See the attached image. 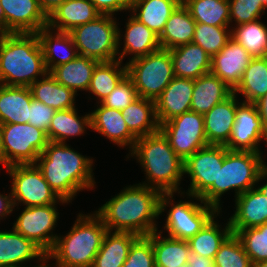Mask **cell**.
<instances>
[{
  "label": "cell",
  "instance_id": "38",
  "mask_svg": "<svg viewBox=\"0 0 267 267\" xmlns=\"http://www.w3.org/2000/svg\"><path fill=\"white\" fill-rule=\"evenodd\" d=\"M214 218L215 216L188 240L191 252L211 259L215 258L220 246L232 234L229 221L226 223V227L221 230L219 229L220 226L214 221Z\"/></svg>",
  "mask_w": 267,
  "mask_h": 267
},
{
  "label": "cell",
  "instance_id": "55",
  "mask_svg": "<svg viewBox=\"0 0 267 267\" xmlns=\"http://www.w3.org/2000/svg\"><path fill=\"white\" fill-rule=\"evenodd\" d=\"M7 34V23L2 6L0 5V35Z\"/></svg>",
  "mask_w": 267,
  "mask_h": 267
},
{
  "label": "cell",
  "instance_id": "11",
  "mask_svg": "<svg viewBox=\"0 0 267 267\" xmlns=\"http://www.w3.org/2000/svg\"><path fill=\"white\" fill-rule=\"evenodd\" d=\"M6 168L13 178L11 194L15 206L18 202H22L26 207L44 206L59 201L68 203L51 189L36 164H17Z\"/></svg>",
  "mask_w": 267,
  "mask_h": 267
},
{
  "label": "cell",
  "instance_id": "28",
  "mask_svg": "<svg viewBox=\"0 0 267 267\" xmlns=\"http://www.w3.org/2000/svg\"><path fill=\"white\" fill-rule=\"evenodd\" d=\"M50 28L44 27L37 32L42 48L45 67L48 73L56 66L68 63L75 59L79 54L74 48V42L69 32L57 31L56 35L50 32ZM58 49L64 53H58ZM73 50V51H72ZM58 53V54H57ZM55 55H60V58Z\"/></svg>",
  "mask_w": 267,
  "mask_h": 267
},
{
  "label": "cell",
  "instance_id": "56",
  "mask_svg": "<svg viewBox=\"0 0 267 267\" xmlns=\"http://www.w3.org/2000/svg\"><path fill=\"white\" fill-rule=\"evenodd\" d=\"M2 122L0 121V163L3 164Z\"/></svg>",
  "mask_w": 267,
  "mask_h": 267
},
{
  "label": "cell",
  "instance_id": "61",
  "mask_svg": "<svg viewBox=\"0 0 267 267\" xmlns=\"http://www.w3.org/2000/svg\"><path fill=\"white\" fill-rule=\"evenodd\" d=\"M267 6V0H261Z\"/></svg>",
  "mask_w": 267,
  "mask_h": 267
},
{
  "label": "cell",
  "instance_id": "7",
  "mask_svg": "<svg viewBox=\"0 0 267 267\" xmlns=\"http://www.w3.org/2000/svg\"><path fill=\"white\" fill-rule=\"evenodd\" d=\"M120 29L112 15L101 14L96 19L73 28L71 35L76 50L81 56L98 62L118 60Z\"/></svg>",
  "mask_w": 267,
  "mask_h": 267
},
{
  "label": "cell",
  "instance_id": "36",
  "mask_svg": "<svg viewBox=\"0 0 267 267\" xmlns=\"http://www.w3.org/2000/svg\"><path fill=\"white\" fill-rule=\"evenodd\" d=\"M86 126L91 128L90 113L79 117L75 108L59 110L55 112L46 135L51 142L65 143L68 137L85 133Z\"/></svg>",
  "mask_w": 267,
  "mask_h": 267
},
{
  "label": "cell",
  "instance_id": "14",
  "mask_svg": "<svg viewBox=\"0 0 267 267\" xmlns=\"http://www.w3.org/2000/svg\"><path fill=\"white\" fill-rule=\"evenodd\" d=\"M55 205L25 207L13 226L15 231L33 241L46 254L52 250L58 237L49 233L57 223L58 212Z\"/></svg>",
  "mask_w": 267,
  "mask_h": 267
},
{
  "label": "cell",
  "instance_id": "2",
  "mask_svg": "<svg viewBox=\"0 0 267 267\" xmlns=\"http://www.w3.org/2000/svg\"><path fill=\"white\" fill-rule=\"evenodd\" d=\"M69 147L66 143L49 141L36 161V166L51 189L67 202L77 192L93 188L95 183L92 174L93 160Z\"/></svg>",
  "mask_w": 267,
  "mask_h": 267
},
{
  "label": "cell",
  "instance_id": "49",
  "mask_svg": "<svg viewBox=\"0 0 267 267\" xmlns=\"http://www.w3.org/2000/svg\"><path fill=\"white\" fill-rule=\"evenodd\" d=\"M101 14L114 15V12L129 10L128 0H90ZM113 13V14H112Z\"/></svg>",
  "mask_w": 267,
  "mask_h": 267
},
{
  "label": "cell",
  "instance_id": "5",
  "mask_svg": "<svg viewBox=\"0 0 267 267\" xmlns=\"http://www.w3.org/2000/svg\"><path fill=\"white\" fill-rule=\"evenodd\" d=\"M71 231L57 237L48 259H56V267H92L108 231L95 213L79 214Z\"/></svg>",
  "mask_w": 267,
  "mask_h": 267
},
{
  "label": "cell",
  "instance_id": "3",
  "mask_svg": "<svg viewBox=\"0 0 267 267\" xmlns=\"http://www.w3.org/2000/svg\"><path fill=\"white\" fill-rule=\"evenodd\" d=\"M47 73L37 33L0 35V84L29 87Z\"/></svg>",
  "mask_w": 267,
  "mask_h": 267
},
{
  "label": "cell",
  "instance_id": "10",
  "mask_svg": "<svg viewBox=\"0 0 267 267\" xmlns=\"http://www.w3.org/2000/svg\"><path fill=\"white\" fill-rule=\"evenodd\" d=\"M174 193H162L160 197V214L165 211L167 204L172 206L166 218L164 229L169 233L168 236L175 239L188 241L197 232H199L204 225L213 217L218 211L214 206L204 203V206L198 203L180 201L176 205L173 204L172 199ZM171 199V201H169Z\"/></svg>",
  "mask_w": 267,
  "mask_h": 267
},
{
  "label": "cell",
  "instance_id": "24",
  "mask_svg": "<svg viewBox=\"0 0 267 267\" xmlns=\"http://www.w3.org/2000/svg\"><path fill=\"white\" fill-rule=\"evenodd\" d=\"M101 13L90 0H66L48 16V27L61 32L88 23Z\"/></svg>",
  "mask_w": 267,
  "mask_h": 267
},
{
  "label": "cell",
  "instance_id": "52",
  "mask_svg": "<svg viewBox=\"0 0 267 267\" xmlns=\"http://www.w3.org/2000/svg\"><path fill=\"white\" fill-rule=\"evenodd\" d=\"M42 11L48 17L55 9H57L66 0H38Z\"/></svg>",
  "mask_w": 267,
  "mask_h": 267
},
{
  "label": "cell",
  "instance_id": "22",
  "mask_svg": "<svg viewBox=\"0 0 267 267\" xmlns=\"http://www.w3.org/2000/svg\"><path fill=\"white\" fill-rule=\"evenodd\" d=\"M170 55L175 77L194 80L211 72L212 58L193 42L170 49Z\"/></svg>",
  "mask_w": 267,
  "mask_h": 267
},
{
  "label": "cell",
  "instance_id": "6",
  "mask_svg": "<svg viewBox=\"0 0 267 267\" xmlns=\"http://www.w3.org/2000/svg\"><path fill=\"white\" fill-rule=\"evenodd\" d=\"M265 165L261 153L252 151L228 150L219 166L218 185H212L201 197L203 203L214 206L220 211V197L230 189H235L238 197L243 192L254 188L259 182V174Z\"/></svg>",
  "mask_w": 267,
  "mask_h": 267
},
{
  "label": "cell",
  "instance_id": "17",
  "mask_svg": "<svg viewBox=\"0 0 267 267\" xmlns=\"http://www.w3.org/2000/svg\"><path fill=\"white\" fill-rule=\"evenodd\" d=\"M252 59L253 57L231 38L220 52L212 57L211 73L234 91Z\"/></svg>",
  "mask_w": 267,
  "mask_h": 267
},
{
  "label": "cell",
  "instance_id": "8",
  "mask_svg": "<svg viewBox=\"0 0 267 267\" xmlns=\"http://www.w3.org/2000/svg\"><path fill=\"white\" fill-rule=\"evenodd\" d=\"M127 75L132 79L139 97L156 101L175 77L170 50L159 49L130 60Z\"/></svg>",
  "mask_w": 267,
  "mask_h": 267
},
{
  "label": "cell",
  "instance_id": "33",
  "mask_svg": "<svg viewBox=\"0 0 267 267\" xmlns=\"http://www.w3.org/2000/svg\"><path fill=\"white\" fill-rule=\"evenodd\" d=\"M138 237L130 232H112L111 234V231H107L92 267H122L132 243Z\"/></svg>",
  "mask_w": 267,
  "mask_h": 267
},
{
  "label": "cell",
  "instance_id": "59",
  "mask_svg": "<svg viewBox=\"0 0 267 267\" xmlns=\"http://www.w3.org/2000/svg\"><path fill=\"white\" fill-rule=\"evenodd\" d=\"M135 1H138V0H128L129 4H132Z\"/></svg>",
  "mask_w": 267,
  "mask_h": 267
},
{
  "label": "cell",
  "instance_id": "27",
  "mask_svg": "<svg viewBox=\"0 0 267 267\" xmlns=\"http://www.w3.org/2000/svg\"><path fill=\"white\" fill-rule=\"evenodd\" d=\"M196 28V21L192 18L188 8L181 2L167 20L164 30L159 36L161 49L191 43Z\"/></svg>",
  "mask_w": 267,
  "mask_h": 267
},
{
  "label": "cell",
  "instance_id": "35",
  "mask_svg": "<svg viewBox=\"0 0 267 267\" xmlns=\"http://www.w3.org/2000/svg\"><path fill=\"white\" fill-rule=\"evenodd\" d=\"M152 247L156 267H179L187 264L191 252L188 241L164 238L160 231L152 233Z\"/></svg>",
  "mask_w": 267,
  "mask_h": 267
},
{
  "label": "cell",
  "instance_id": "19",
  "mask_svg": "<svg viewBox=\"0 0 267 267\" xmlns=\"http://www.w3.org/2000/svg\"><path fill=\"white\" fill-rule=\"evenodd\" d=\"M236 211L229 218L232 233L256 228L267 222V197L257 188L243 192L235 199Z\"/></svg>",
  "mask_w": 267,
  "mask_h": 267
},
{
  "label": "cell",
  "instance_id": "1",
  "mask_svg": "<svg viewBox=\"0 0 267 267\" xmlns=\"http://www.w3.org/2000/svg\"><path fill=\"white\" fill-rule=\"evenodd\" d=\"M161 192L142 184L124 188L101 206L96 214L108 231L130 232L149 236L157 230L155 218L160 215Z\"/></svg>",
  "mask_w": 267,
  "mask_h": 267
},
{
  "label": "cell",
  "instance_id": "13",
  "mask_svg": "<svg viewBox=\"0 0 267 267\" xmlns=\"http://www.w3.org/2000/svg\"><path fill=\"white\" fill-rule=\"evenodd\" d=\"M225 157V146L209 144L200 148L184 161V174L191 178L190 197H200L212 186L218 185L219 166Z\"/></svg>",
  "mask_w": 267,
  "mask_h": 267
},
{
  "label": "cell",
  "instance_id": "29",
  "mask_svg": "<svg viewBox=\"0 0 267 267\" xmlns=\"http://www.w3.org/2000/svg\"><path fill=\"white\" fill-rule=\"evenodd\" d=\"M99 62L78 55L72 61L54 67L49 74L61 85L72 89L75 93L77 90H88L92 73Z\"/></svg>",
  "mask_w": 267,
  "mask_h": 267
},
{
  "label": "cell",
  "instance_id": "48",
  "mask_svg": "<svg viewBox=\"0 0 267 267\" xmlns=\"http://www.w3.org/2000/svg\"><path fill=\"white\" fill-rule=\"evenodd\" d=\"M55 112L56 111L53 108L32 98L29 113V124L38 127L47 134Z\"/></svg>",
  "mask_w": 267,
  "mask_h": 267
},
{
  "label": "cell",
  "instance_id": "39",
  "mask_svg": "<svg viewBox=\"0 0 267 267\" xmlns=\"http://www.w3.org/2000/svg\"><path fill=\"white\" fill-rule=\"evenodd\" d=\"M120 60L99 62L93 70L88 91L96 95L102 102L127 75V65L122 66Z\"/></svg>",
  "mask_w": 267,
  "mask_h": 267
},
{
  "label": "cell",
  "instance_id": "25",
  "mask_svg": "<svg viewBox=\"0 0 267 267\" xmlns=\"http://www.w3.org/2000/svg\"><path fill=\"white\" fill-rule=\"evenodd\" d=\"M32 98L29 87L0 84V121L2 124L29 123Z\"/></svg>",
  "mask_w": 267,
  "mask_h": 267
},
{
  "label": "cell",
  "instance_id": "18",
  "mask_svg": "<svg viewBox=\"0 0 267 267\" xmlns=\"http://www.w3.org/2000/svg\"><path fill=\"white\" fill-rule=\"evenodd\" d=\"M194 80L174 77L155 101L159 126L191 110Z\"/></svg>",
  "mask_w": 267,
  "mask_h": 267
},
{
  "label": "cell",
  "instance_id": "53",
  "mask_svg": "<svg viewBox=\"0 0 267 267\" xmlns=\"http://www.w3.org/2000/svg\"><path fill=\"white\" fill-rule=\"evenodd\" d=\"M256 106L258 108L263 126L267 132V94H265L261 99L256 102Z\"/></svg>",
  "mask_w": 267,
  "mask_h": 267
},
{
  "label": "cell",
  "instance_id": "44",
  "mask_svg": "<svg viewBox=\"0 0 267 267\" xmlns=\"http://www.w3.org/2000/svg\"><path fill=\"white\" fill-rule=\"evenodd\" d=\"M236 236L240 239L252 264L267 260V222L256 228L239 230Z\"/></svg>",
  "mask_w": 267,
  "mask_h": 267
},
{
  "label": "cell",
  "instance_id": "26",
  "mask_svg": "<svg viewBox=\"0 0 267 267\" xmlns=\"http://www.w3.org/2000/svg\"><path fill=\"white\" fill-rule=\"evenodd\" d=\"M232 93L233 90L211 72L202 75L194 79L191 111L204 115Z\"/></svg>",
  "mask_w": 267,
  "mask_h": 267
},
{
  "label": "cell",
  "instance_id": "23",
  "mask_svg": "<svg viewBox=\"0 0 267 267\" xmlns=\"http://www.w3.org/2000/svg\"><path fill=\"white\" fill-rule=\"evenodd\" d=\"M91 129L106 136L118 146L133 149L138 139L127 127L121 110L108 108L100 103L99 107L91 114Z\"/></svg>",
  "mask_w": 267,
  "mask_h": 267
},
{
  "label": "cell",
  "instance_id": "41",
  "mask_svg": "<svg viewBox=\"0 0 267 267\" xmlns=\"http://www.w3.org/2000/svg\"><path fill=\"white\" fill-rule=\"evenodd\" d=\"M231 37L253 58L267 57V27L256 20L238 25L231 30Z\"/></svg>",
  "mask_w": 267,
  "mask_h": 267
},
{
  "label": "cell",
  "instance_id": "21",
  "mask_svg": "<svg viewBox=\"0 0 267 267\" xmlns=\"http://www.w3.org/2000/svg\"><path fill=\"white\" fill-rule=\"evenodd\" d=\"M34 258L40 259V262L48 260L47 254L38 245L14 229L0 231V267H22V263Z\"/></svg>",
  "mask_w": 267,
  "mask_h": 267
},
{
  "label": "cell",
  "instance_id": "45",
  "mask_svg": "<svg viewBox=\"0 0 267 267\" xmlns=\"http://www.w3.org/2000/svg\"><path fill=\"white\" fill-rule=\"evenodd\" d=\"M122 267H156L152 233L149 236H139L132 243Z\"/></svg>",
  "mask_w": 267,
  "mask_h": 267
},
{
  "label": "cell",
  "instance_id": "60",
  "mask_svg": "<svg viewBox=\"0 0 267 267\" xmlns=\"http://www.w3.org/2000/svg\"><path fill=\"white\" fill-rule=\"evenodd\" d=\"M179 267H189L188 264L180 265Z\"/></svg>",
  "mask_w": 267,
  "mask_h": 267
},
{
  "label": "cell",
  "instance_id": "40",
  "mask_svg": "<svg viewBox=\"0 0 267 267\" xmlns=\"http://www.w3.org/2000/svg\"><path fill=\"white\" fill-rule=\"evenodd\" d=\"M192 18L212 26H229L228 0H182Z\"/></svg>",
  "mask_w": 267,
  "mask_h": 267
},
{
  "label": "cell",
  "instance_id": "54",
  "mask_svg": "<svg viewBox=\"0 0 267 267\" xmlns=\"http://www.w3.org/2000/svg\"><path fill=\"white\" fill-rule=\"evenodd\" d=\"M267 178V165H264L259 177L258 181ZM258 189L267 197V183L265 185H262L261 187H258Z\"/></svg>",
  "mask_w": 267,
  "mask_h": 267
},
{
  "label": "cell",
  "instance_id": "42",
  "mask_svg": "<svg viewBox=\"0 0 267 267\" xmlns=\"http://www.w3.org/2000/svg\"><path fill=\"white\" fill-rule=\"evenodd\" d=\"M228 26H212L196 22L192 42L199 45L212 58L232 38Z\"/></svg>",
  "mask_w": 267,
  "mask_h": 267
},
{
  "label": "cell",
  "instance_id": "16",
  "mask_svg": "<svg viewBox=\"0 0 267 267\" xmlns=\"http://www.w3.org/2000/svg\"><path fill=\"white\" fill-rule=\"evenodd\" d=\"M5 14L7 34L37 33L47 27L48 17L38 0H0Z\"/></svg>",
  "mask_w": 267,
  "mask_h": 267
},
{
  "label": "cell",
  "instance_id": "32",
  "mask_svg": "<svg viewBox=\"0 0 267 267\" xmlns=\"http://www.w3.org/2000/svg\"><path fill=\"white\" fill-rule=\"evenodd\" d=\"M181 2L182 0H138L130 4L129 10L133 11L134 18L160 36L170 15Z\"/></svg>",
  "mask_w": 267,
  "mask_h": 267
},
{
  "label": "cell",
  "instance_id": "51",
  "mask_svg": "<svg viewBox=\"0 0 267 267\" xmlns=\"http://www.w3.org/2000/svg\"><path fill=\"white\" fill-rule=\"evenodd\" d=\"M14 206L12 194L9 193V196L0 194V218L9 215L13 211Z\"/></svg>",
  "mask_w": 267,
  "mask_h": 267
},
{
  "label": "cell",
  "instance_id": "57",
  "mask_svg": "<svg viewBox=\"0 0 267 267\" xmlns=\"http://www.w3.org/2000/svg\"><path fill=\"white\" fill-rule=\"evenodd\" d=\"M253 267H267V260L253 264Z\"/></svg>",
  "mask_w": 267,
  "mask_h": 267
},
{
  "label": "cell",
  "instance_id": "4",
  "mask_svg": "<svg viewBox=\"0 0 267 267\" xmlns=\"http://www.w3.org/2000/svg\"><path fill=\"white\" fill-rule=\"evenodd\" d=\"M131 156H136L141 163L150 185L161 193H174L184 174V161L171 148L168 139L158 132L139 137ZM152 185V186H151Z\"/></svg>",
  "mask_w": 267,
  "mask_h": 267
},
{
  "label": "cell",
  "instance_id": "34",
  "mask_svg": "<svg viewBox=\"0 0 267 267\" xmlns=\"http://www.w3.org/2000/svg\"><path fill=\"white\" fill-rule=\"evenodd\" d=\"M35 100L44 103L55 111L75 108L76 93L56 81L49 73L29 86Z\"/></svg>",
  "mask_w": 267,
  "mask_h": 267
},
{
  "label": "cell",
  "instance_id": "15",
  "mask_svg": "<svg viewBox=\"0 0 267 267\" xmlns=\"http://www.w3.org/2000/svg\"><path fill=\"white\" fill-rule=\"evenodd\" d=\"M262 139L267 142V132L256 103L244 101L239 103L231 136L224 146L228 150L261 153L258 145Z\"/></svg>",
  "mask_w": 267,
  "mask_h": 267
},
{
  "label": "cell",
  "instance_id": "30",
  "mask_svg": "<svg viewBox=\"0 0 267 267\" xmlns=\"http://www.w3.org/2000/svg\"><path fill=\"white\" fill-rule=\"evenodd\" d=\"M124 49L118 60L122 62L126 54H134L131 60L146 56L161 49L159 36L133 16L126 24Z\"/></svg>",
  "mask_w": 267,
  "mask_h": 267
},
{
  "label": "cell",
  "instance_id": "9",
  "mask_svg": "<svg viewBox=\"0 0 267 267\" xmlns=\"http://www.w3.org/2000/svg\"><path fill=\"white\" fill-rule=\"evenodd\" d=\"M48 142L46 133L29 123L3 124V165L36 164Z\"/></svg>",
  "mask_w": 267,
  "mask_h": 267
},
{
  "label": "cell",
  "instance_id": "12",
  "mask_svg": "<svg viewBox=\"0 0 267 267\" xmlns=\"http://www.w3.org/2000/svg\"><path fill=\"white\" fill-rule=\"evenodd\" d=\"M159 130L183 161L209 145L205 135L204 116L191 110L163 123Z\"/></svg>",
  "mask_w": 267,
  "mask_h": 267
},
{
  "label": "cell",
  "instance_id": "43",
  "mask_svg": "<svg viewBox=\"0 0 267 267\" xmlns=\"http://www.w3.org/2000/svg\"><path fill=\"white\" fill-rule=\"evenodd\" d=\"M214 264L215 267H253L240 239L233 233L220 246Z\"/></svg>",
  "mask_w": 267,
  "mask_h": 267
},
{
  "label": "cell",
  "instance_id": "20",
  "mask_svg": "<svg viewBox=\"0 0 267 267\" xmlns=\"http://www.w3.org/2000/svg\"><path fill=\"white\" fill-rule=\"evenodd\" d=\"M238 104L236 94L232 93L203 115L208 144L225 145L228 142L235 123Z\"/></svg>",
  "mask_w": 267,
  "mask_h": 267
},
{
  "label": "cell",
  "instance_id": "37",
  "mask_svg": "<svg viewBox=\"0 0 267 267\" xmlns=\"http://www.w3.org/2000/svg\"><path fill=\"white\" fill-rule=\"evenodd\" d=\"M233 93L244 95V102L251 103H256L267 94V57H256L251 60Z\"/></svg>",
  "mask_w": 267,
  "mask_h": 267
},
{
  "label": "cell",
  "instance_id": "50",
  "mask_svg": "<svg viewBox=\"0 0 267 267\" xmlns=\"http://www.w3.org/2000/svg\"><path fill=\"white\" fill-rule=\"evenodd\" d=\"M187 264L189 267H215L214 259L193 252H190Z\"/></svg>",
  "mask_w": 267,
  "mask_h": 267
},
{
  "label": "cell",
  "instance_id": "58",
  "mask_svg": "<svg viewBox=\"0 0 267 267\" xmlns=\"http://www.w3.org/2000/svg\"><path fill=\"white\" fill-rule=\"evenodd\" d=\"M45 262H46L45 260H44V262L42 261L43 265L41 264V265H39V266H36V267H49V266H48V264H47V265H45ZM23 267H24V266H23Z\"/></svg>",
  "mask_w": 267,
  "mask_h": 267
},
{
  "label": "cell",
  "instance_id": "46",
  "mask_svg": "<svg viewBox=\"0 0 267 267\" xmlns=\"http://www.w3.org/2000/svg\"><path fill=\"white\" fill-rule=\"evenodd\" d=\"M230 22L232 19L238 25L259 19L267 6L261 0H228Z\"/></svg>",
  "mask_w": 267,
  "mask_h": 267
},
{
  "label": "cell",
  "instance_id": "47",
  "mask_svg": "<svg viewBox=\"0 0 267 267\" xmlns=\"http://www.w3.org/2000/svg\"><path fill=\"white\" fill-rule=\"evenodd\" d=\"M138 97L139 96L132 79L126 75L116 88L99 103L108 108L123 110Z\"/></svg>",
  "mask_w": 267,
  "mask_h": 267
},
{
  "label": "cell",
  "instance_id": "31",
  "mask_svg": "<svg viewBox=\"0 0 267 267\" xmlns=\"http://www.w3.org/2000/svg\"><path fill=\"white\" fill-rule=\"evenodd\" d=\"M121 113L127 127L137 138L154 134L160 129L154 100L138 97Z\"/></svg>",
  "mask_w": 267,
  "mask_h": 267
}]
</instances>
